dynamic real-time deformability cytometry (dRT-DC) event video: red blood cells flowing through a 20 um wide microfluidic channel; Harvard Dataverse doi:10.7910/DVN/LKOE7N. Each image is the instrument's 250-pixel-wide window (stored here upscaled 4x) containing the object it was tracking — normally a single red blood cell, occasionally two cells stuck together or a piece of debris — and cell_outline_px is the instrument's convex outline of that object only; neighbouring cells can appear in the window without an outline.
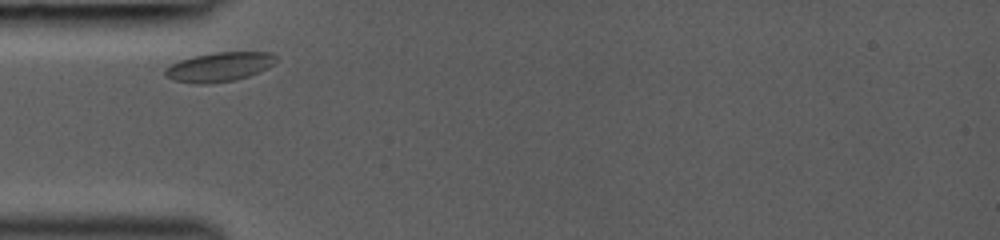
{"species": "common noctule bat (a hibernating species)", "species_latin": "Nyctalus noctula", "temperature_condition": "room temperature", "stored_images_in_passage": 3, "camera_frame_rate_fps": 3000, "um_per_image_px": 0.085, "animal": {"sex": "female", "body_mass_g": 19.0, "forearm_length_mm": 53.3}, "frame": {"image": 1, "passage_image": 1, "time_ms": 0.0, "image_size_px": [1000, 240], "cell_outline_px": [[280, 56], [268, 68], [248, 76], [236, 80], [208, 84], [196, 84], [172, 80], [164, 76], [164, 68], [180, 60], [196, 56], [216, 52], [272, 52]], "centroid_in_image_um": [18.65, 5.69], "position_along_channel_um": 66.4, "area_um2": 19.07}}
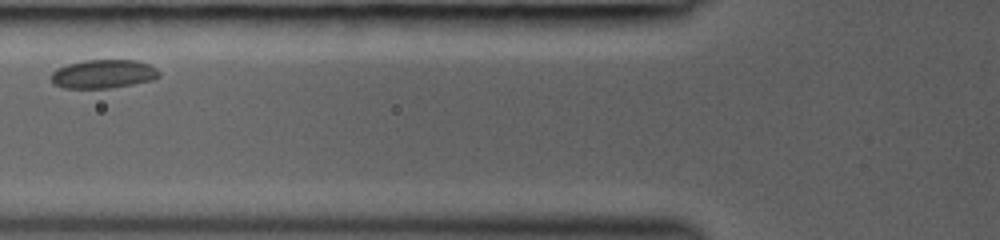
{"frame": {"image": 2, "passage_image": 2, "time_ms": 1.333, "image_size_px": [1000, 240], "cell_outline_px": [[160, 76], [152, 80], [132, 84], [108, 88], [64, 88], [52, 84], [52, 72], [56, 68], [68, 64], [84, 60], [140, 60], [156, 68], [160, 72]], "centroid_in_image_um": [8.78, 6.28], "position_along_channel_um": 117.0, "area_um2": 18.09}}
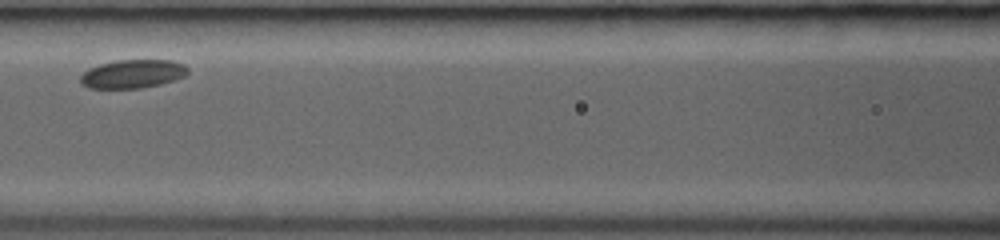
{"frame": {"image": 3, "passage_image": 3, "time_ms": 2.333, "image_size_px": [1000, 240], "cell_outline_px": [[188, 72], [184, 76], [176, 80], [160, 84], [140, 88], [88, 88], [80, 84], [80, 76], [88, 68], [100, 64], [116, 60], [172, 60], [184, 64], [188, 68]], "centroid_in_image_um": [11.27, 6.28], "position_along_channel_um": 155.3, "area_um2": 17.98}}